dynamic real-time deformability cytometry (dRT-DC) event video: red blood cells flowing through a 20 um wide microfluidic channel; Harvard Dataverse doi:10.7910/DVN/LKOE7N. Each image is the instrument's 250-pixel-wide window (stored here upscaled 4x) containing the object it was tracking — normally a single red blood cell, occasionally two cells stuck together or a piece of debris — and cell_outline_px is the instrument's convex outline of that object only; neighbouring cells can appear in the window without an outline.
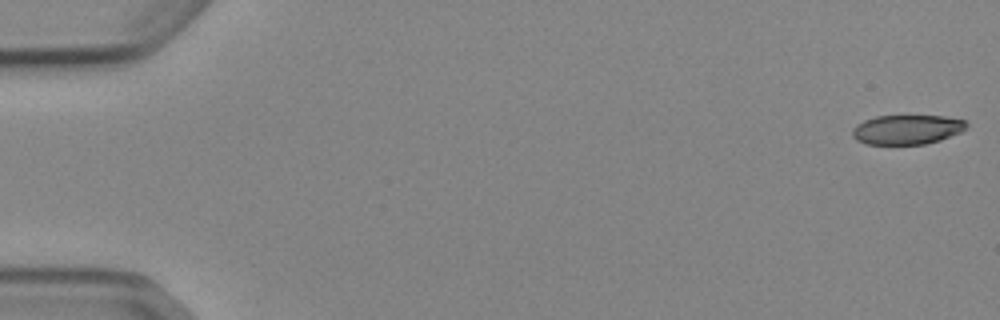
{"species": "Egyptian fruit bat (a non-hibernating species)", "species_latin": "Rousettus aegyptiacus", "temperature_condition": "cold", "stored_images_in_passage": 52, "camera_frame_rate_fps": 3000, "um_per_image_px": 0.085, "animal": {"sex": "female"}, "frame": {"image": 1, "passage_image": 1, "time_ms": 0.0, "image_size_px": [1000, 320], "cell_outline_px": [[968, 124], [960, 132], [940, 140], [924, 144], [864, 144], [856, 140], [852, 136], [852, 128], [856, 124], [864, 120], [876, 116], [944, 116], [964, 120]], "centroid_in_image_um": [77.04, 11.01], "position_along_channel_um": 8.0, "area_um2": 19.59}}
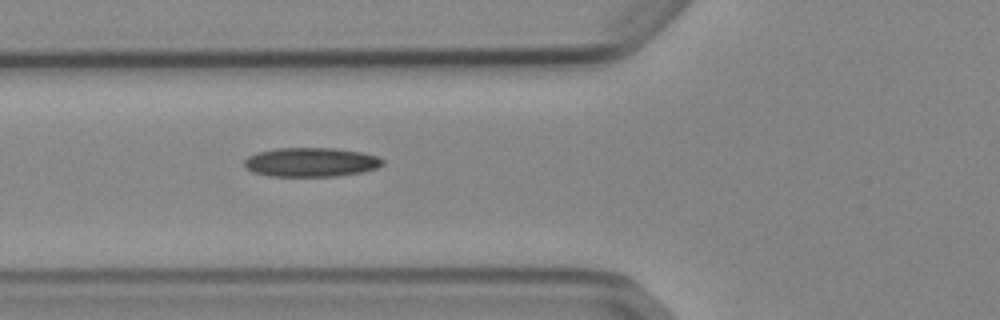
{"frame": {"image": 2, "passage_image": 20, "time_ms": 6.333, "image_size_px": [1000, 320], "cell_outline_px": [[384, 164], [376, 168], [364, 172], [336, 176], [268, 176], [252, 172], [244, 168], [244, 160], [248, 156], [256, 152], [276, 148], [336, 148], [360, 152], [376, 156], [384, 160]], "centroid_in_image_um": [26.4, 13.79], "position_along_channel_um": 99.4, "area_um2": 23.7}}
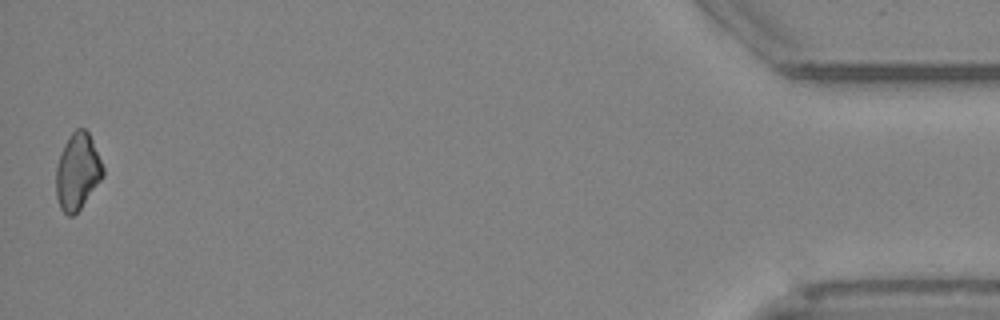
{"frame": {"image": 3, "passage_image": 52, "time_ms": 17.0, "image_size_px": [1000, 320], "cell_outline_px": [[104, 176], [80, 208], [72, 216], [68, 216], [60, 208], [56, 196], [56, 168], [64, 144], [72, 132], [76, 128], [84, 128], [88, 132], [92, 140], [104, 168]], "centroid_in_image_um": [6.59, 14.58], "position_along_channel_um": 428.6, "area_um2": 20.69}}